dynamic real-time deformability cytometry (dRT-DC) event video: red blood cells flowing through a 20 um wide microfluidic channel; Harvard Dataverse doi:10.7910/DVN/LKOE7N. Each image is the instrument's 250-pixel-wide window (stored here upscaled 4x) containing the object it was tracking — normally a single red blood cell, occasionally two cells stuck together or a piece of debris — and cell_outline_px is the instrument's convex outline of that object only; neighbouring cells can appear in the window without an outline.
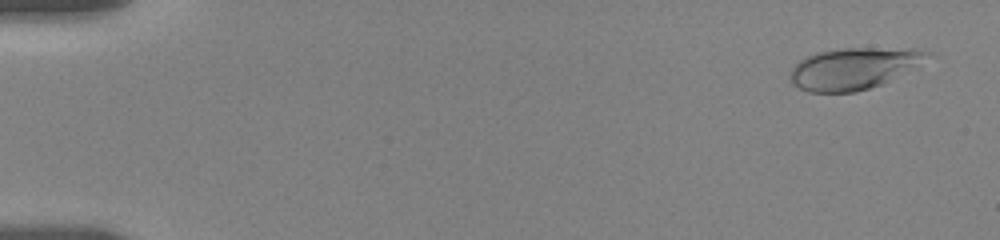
{"species": "human", "species_latin": "Homo sapiens", "temperature_condition": "room temperature", "stored_images_in_passage": 44, "camera_frame_rate_fps": 3000, "um_per_image_px": 0.085, "donor": {"sex": "female"}, "frame": {"image": 1, "passage_image": 3, "time_ms": 0.667, "image_size_px": [1000, 240], "cell_outline_px": [[932, 52], [920, 68], [880, 84], [856, 92], [808, 92], [792, 84], [788, 76], [792, 68], [800, 60], [816, 52], [844, 48], [916, 48]], "centroid_in_image_um": [72.64, 5.81], "position_along_channel_um": 12.4, "area_um2": 33.7}}
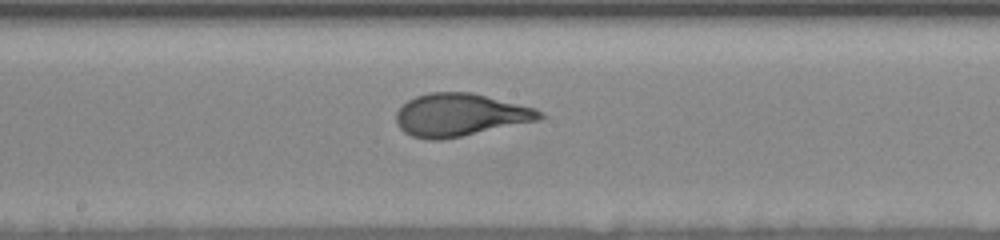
{"frame": {"image": 2, "passage_image": 25, "time_ms": 10.0, "image_size_px": [1000, 240], "cell_outline_px": [[548, 116], [536, 120], [460, 136], [440, 140], [428, 140], [412, 136], [404, 132], [396, 124], [396, 112], [408, 100], [416, 96], [428, 92], [472, 92], [536, 108]], "centroid_in_image_um": [39.08, 9.75], "position_along_channel_um": 209.1, "area_um2": 35.49}}
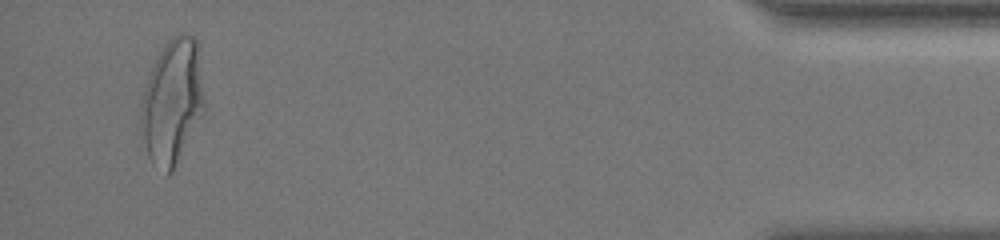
{"frame": {"image": 3, "passage_image": 43, "time_ms": 17.667, "image_size_px": [1000, 240], "cell_outline_px": [[204, 112], [172, 172], [168, 176], [164, 176], [152, 164], [148, 156], [144, 140], [140, 120], [140, 96], [156, 56], [164, 44], [172, 36], [180, 32], [184, 32], [196, 36], [204, 96]], "centroid_in_image_um": [14.62, 8.63], "position_along_channel_um": 420.6, "area_um2": 46.7}, "authors_computed_cell_mechanics": {"area_um2": 34.9401, "velocity_mm_per_s": 3.6183, "shape_relaxation_time_tau1_ms": 4.981, "shape_relaxation_time_tau2_ms": null, "deformation_change_tau1": 0.2046, "deformation_change_tau2": null}}